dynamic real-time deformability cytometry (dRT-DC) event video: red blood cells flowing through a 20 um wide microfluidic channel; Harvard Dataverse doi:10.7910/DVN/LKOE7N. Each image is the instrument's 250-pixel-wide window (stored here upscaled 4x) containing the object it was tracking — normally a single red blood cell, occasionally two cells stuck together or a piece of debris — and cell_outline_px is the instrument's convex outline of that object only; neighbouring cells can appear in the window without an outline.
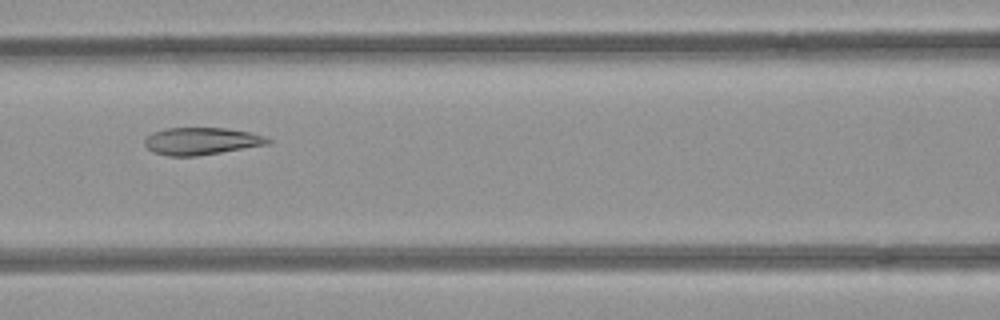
{"species": "common noctule bat (a hibernating species)", "species_latin": "Nyctalus noctula", "temperature_condition": "room temperature", "stored_images_in_passage": 3, "camera_frame_rate_fps": 3000, "um_per_image_px": 0.085, "animal": {"sex": "female", "body_mass_g": 21.9}, "frame": {"image": 1, "passage_image": 3, "time_ms": 0.667, "image_size_px": [1000, 320], "cell_outline_px": [[272, 140], [268, 144], [196, 156], [168, 156], [152, 152], [144, 144], [144, 140], [152, 132], [164, 128], [224, 128], [248, 132], [264, 136]], "centroid_in_image_um": [17.07, 11.99], "position_along_channel_um": 149.5, "area_um2": 19.42}}